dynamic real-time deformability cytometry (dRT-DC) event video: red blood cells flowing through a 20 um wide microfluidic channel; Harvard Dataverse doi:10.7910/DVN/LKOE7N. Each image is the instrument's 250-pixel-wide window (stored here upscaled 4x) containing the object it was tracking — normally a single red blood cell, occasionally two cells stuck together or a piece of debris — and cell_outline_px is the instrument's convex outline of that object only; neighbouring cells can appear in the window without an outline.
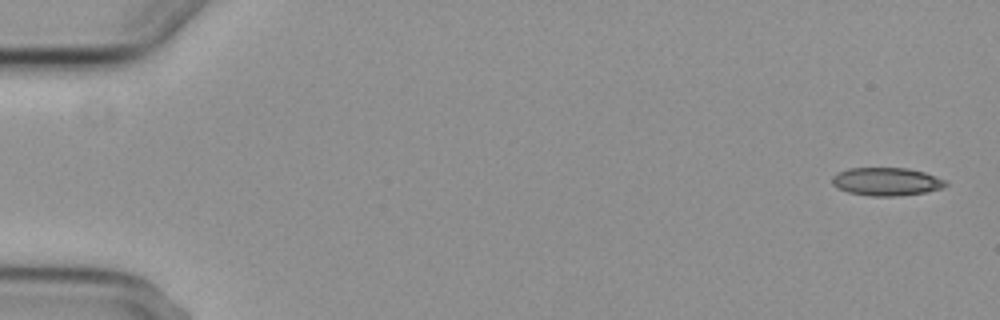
{"species": "common noctule bat (a hibernating species)", "species_latin": "Nyctalus noctula", "temperature_condition": "cold", "stored_images_in_passage": 10, "camera_frame_rate_fps": 3000, "um_per_image_px": 0.085, "animal": {"sex": "female", "body_mass_g": 29.2, "forearm_length_mm": 56.3}, "frame": {"image": 1, "passage_image": 1, "time_ms": 0.0, "image_size_px": [1000, 320], "cell_outline_px": [[948, 184], [944, 188], [924, 192], [900, 196], [872, 196], [848, 192], [836, 188], [832, 184], [832, 176], [836, 172], [848, 168], [908, 168], [924, 172], [944, 180]], "centroid_in_image_um": [75.31, 15.43], "position_along_channel_um": 9.7, "area_um2": 18.67}}
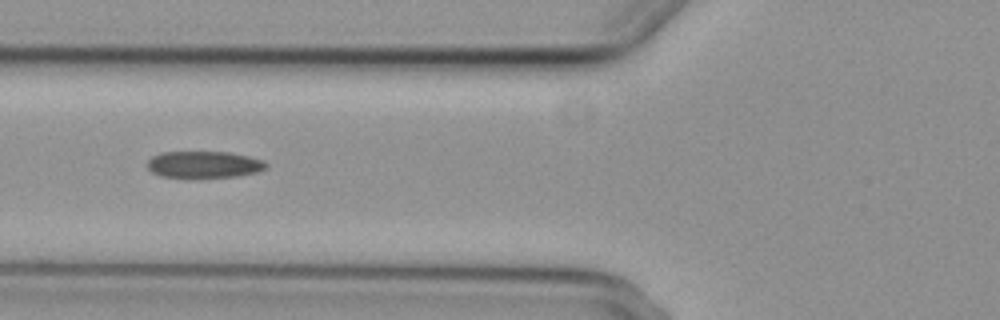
{"frame": {"image": 2, "passage_image": 5, "time_ms": 6.667, "image_size_px": [1000, 320], "cell_outline_px": [[268, 168], [256, 172], [240, 176], [200, 180], [196, 180], [160, 176], [152, 172], [148, 168], [148, 160], [152, 156], [160, 152], [232, 152], [264, 160], [268, 164]], "centroid_in_image_um": [17.35, 14.03], "position_along_channel_um": 108.4, "area_um2": 19.48}}
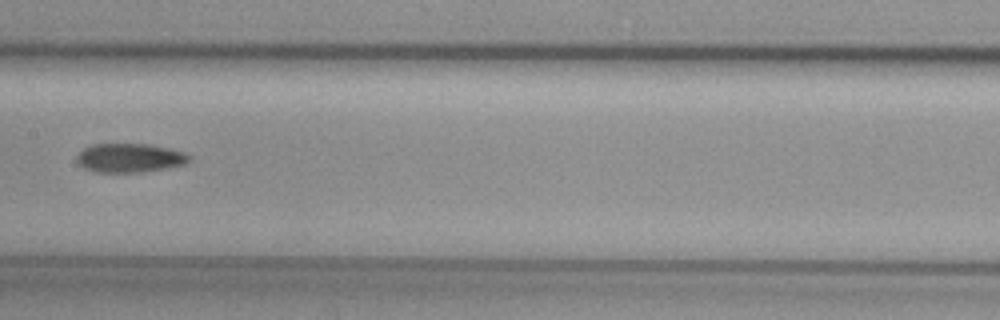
{"frame": {"image": 3, "passage_image": 7, "time_ms": 9.0, "image_size_px": [1000, 320], "cell_outline_px": [[192, 160], [184, 164], [164, 168], [140, 172], [96, 172], [84, 168], [76, 160], [76, 156], [84, 148], [92, 144], [148, 144], [168, 148], [184, 152], [192, 156]], "centroid_in_image_um": [11.03, 13.41], "position_along_channel_um": 196.4, "area_um2": 18.9}}